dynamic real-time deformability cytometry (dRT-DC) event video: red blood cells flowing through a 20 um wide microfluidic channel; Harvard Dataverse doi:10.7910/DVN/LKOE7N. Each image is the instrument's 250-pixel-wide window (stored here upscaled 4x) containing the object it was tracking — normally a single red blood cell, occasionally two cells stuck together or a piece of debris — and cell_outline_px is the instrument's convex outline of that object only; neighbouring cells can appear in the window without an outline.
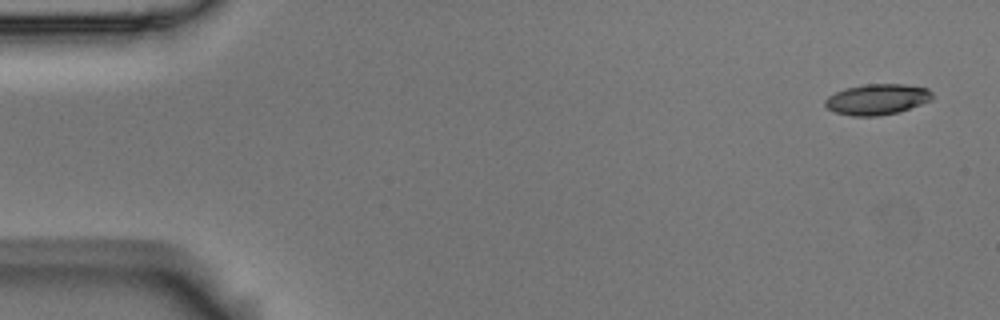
{"species": "Egyptian fruit bat (a non-hibernating species)", "species_latin": "Rousettus aegyptiacus", "temperature_condition": "room temperature", "stored_images_in_passage": 4, "camera_frame_rate_fps": 3000, "um_per_image_px": 0.085, "animal": {"sex": "male"}, "frame": {"image": 1, "passage_image": 1, "time_ms": 0.0, "image_size_px": [1000, 320], "cell_outline_px": [[932, 100], [896, 112], [876, 116], [852, 116], [836, 112], [828, 108], [824, 104], [824, 100], [828, 96], [836, 92], [848, 88], [864, 84], [904, 84], [928, 88], [932, 92]], "centroid_in_image_um": [74.55, 8.43], "position_along_channel_um": 10.4, "area_um2": 18.96}}